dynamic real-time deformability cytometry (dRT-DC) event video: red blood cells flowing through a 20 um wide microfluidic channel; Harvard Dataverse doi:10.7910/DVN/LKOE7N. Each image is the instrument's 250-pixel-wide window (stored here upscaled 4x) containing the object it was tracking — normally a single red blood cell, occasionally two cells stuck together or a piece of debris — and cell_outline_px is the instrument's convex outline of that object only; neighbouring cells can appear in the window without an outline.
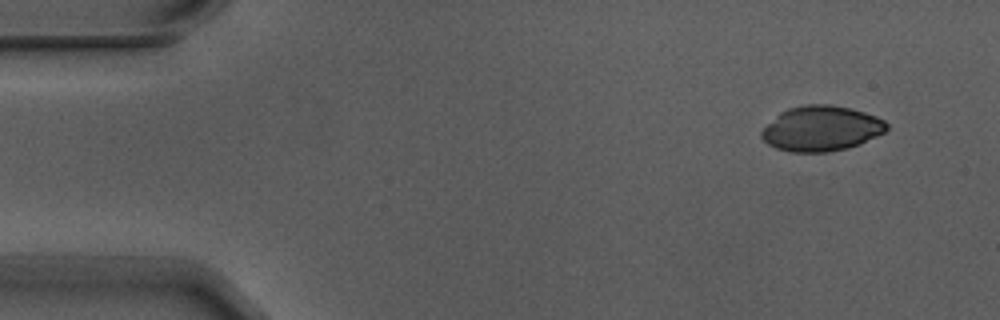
{"species": "Egyptian fruit bat (a non-hibernating species)", "species_latin": "Rousettus aegyptiacus", "temperature_condition": "warm", "stored_images_in_passage": 4, "camera_frame_rate_fps": 3000, "um_per_image_px": 0.085, "animal": {"sex": "male"}, "frame": {"image": 1, "passage_image": 1, "time_ms": 0.0, "image_size_px": [1000, 320], "cell_outline_px": [[888, 128], [884, 132], [860, 144], [848, 148], [828, 152], [792, 152], [776, 148], [768, 144], [760, 136], [760, 132], [780, 112], [788, 108], [804, 104], [832, 104], [852, 108], [876, 116], [884, 120], [888, 124]], "centroid_in_image_um": [69.82, 10.92], "position_along_channel_um": 15.2, "area_um2": 33.06}}